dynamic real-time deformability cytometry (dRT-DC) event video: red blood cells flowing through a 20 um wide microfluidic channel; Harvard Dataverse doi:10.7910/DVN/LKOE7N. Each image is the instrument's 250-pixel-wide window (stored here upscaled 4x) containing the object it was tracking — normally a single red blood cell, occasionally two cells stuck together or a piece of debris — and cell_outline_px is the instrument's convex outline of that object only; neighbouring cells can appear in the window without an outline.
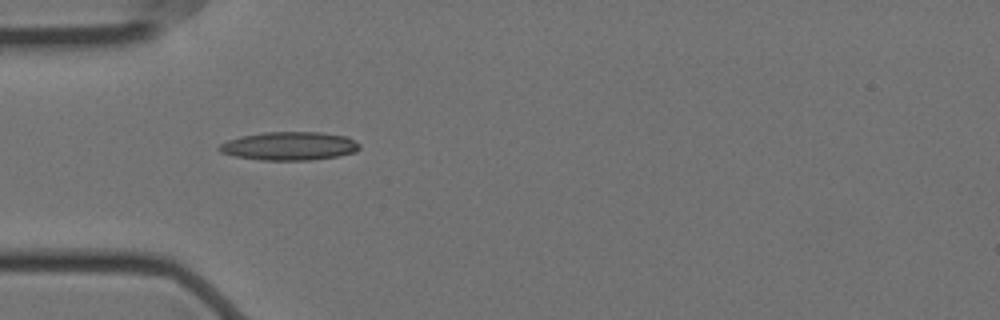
{"species": "Egyptian fruit bat (a non-hibernating species)", "species_latin": "Rousettus aegyptiacus", "temperature_condition": "cold", "stored_images_in_passage": 6, "camera_frame_rate_fps": 3000, "um_per_image_px": 0.085, "animal": {"sex": "female"}, "frame": {"image": 1, "passage_image": 1, "time_ms": 0.0, "image_size_px": [1000, 320], "cell_outline_px": [[360, 148], [356, 152], [336, 156], [312, 160], [260, 160], [236, 156], [220, 152], [216, 148], [220, 144], [228, 140], [244, 136], [264, 132], [320, 132], [348, 136], [360, 144]], "centroid_in_image_um": [24.62, 12.41], "position_along_channel_um": 60.4, "area_um2": 23.24}}
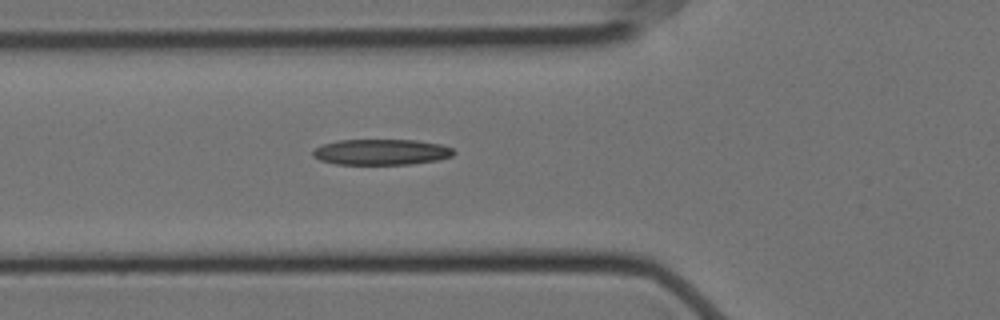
{"frame": {"image": 2, "passage_image": 4, "time_ms": 1.0, "image_size_px": [1000, 320], "cell_outline_px": [[456, 152], [452, 156], [440, 160], [412, 164], [336, 164], [320, 160], [312, 156], [312, 148], [324, 144], [340, 140], [416, 140], [440, 144], [452, 148]], "centroid_in_image_um": [32.41, 12.92], "position_along_channel_um": 93.4, "area_um2": 21.27}}